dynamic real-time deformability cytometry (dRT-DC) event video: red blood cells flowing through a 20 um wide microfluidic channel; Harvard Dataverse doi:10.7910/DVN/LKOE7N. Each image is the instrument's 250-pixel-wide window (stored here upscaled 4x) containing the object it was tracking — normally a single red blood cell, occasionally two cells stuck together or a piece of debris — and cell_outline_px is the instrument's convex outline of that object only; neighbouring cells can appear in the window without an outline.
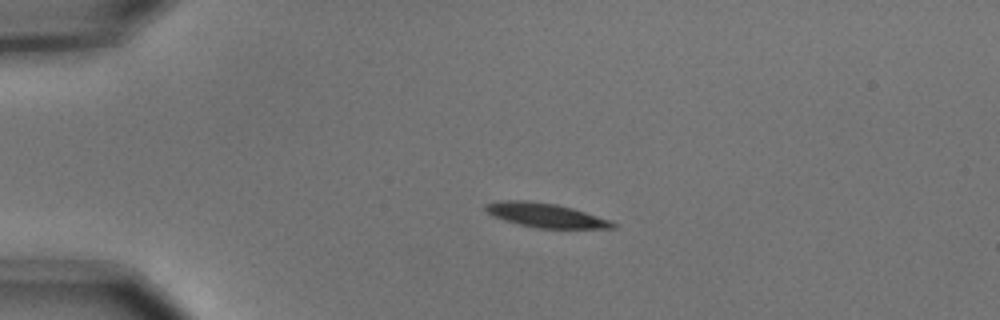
{"species": "common noctule bat (a hibernating species)", "species_latin": "Nyctalus noctula", "temperature_condition": "cold", "stored_images_in_passage": 4, "camera_frame_rate_fps": 3000, "um_per_image_px": 0.085, "animal": {"sex": "male", "body_mass_g": 15.6}, "frame": {"image": 1, "passage_image": 3, "time_ms": 0.667, "image_size_px": [1000, 320], "cell_outline_px": [[616, 228], [536, 228], [504, 220], [488, 212], [484, 208], [484, 204], [500, 200], [528, 200], [556, 204], [572, 208], [612, 220], [616, 224]], "centroid_in_image_um": [46.39, 18.29], "position_along_channel_um": 38.6, "area_um2": 17.86}}